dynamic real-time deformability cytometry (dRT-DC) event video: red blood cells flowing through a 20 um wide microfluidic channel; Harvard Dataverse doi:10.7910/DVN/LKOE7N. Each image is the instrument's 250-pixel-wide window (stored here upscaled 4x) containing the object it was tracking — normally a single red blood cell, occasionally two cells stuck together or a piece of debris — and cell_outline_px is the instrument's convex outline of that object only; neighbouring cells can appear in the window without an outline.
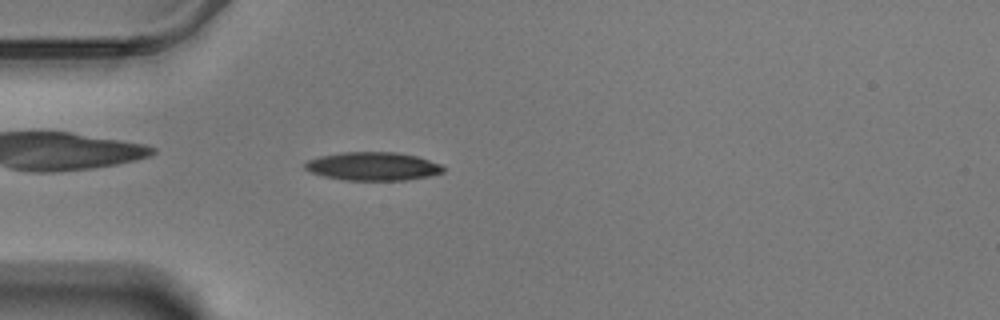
{"species": "Egyptian fruit bat (a non-hibernating species)", "species_latin": "Rousettus aegyptiacus", "temperature_condition": "warm", "stored_images_in_passage": 50, "camera_frame_rate_fps": 3000, "um_per_image_px": 0.085, "animal": {"sex": "male"}, "frame": {"image": 1, "passage_image": 9, "time_ms": 2.667, "image_size_px": [1000, 320], "cell_outline_px": [[444, 172], [428, 176], [404, 180], [344, 180], [324, 176], [312, 172], [304, 168], [304, 164], [308, 160], [320, 156], [344, 152], [396, 152], [416, 156], [440, 164], [444, 168]], "centroid_in_image_um": [31.69, 14.13], "position_along_channel_um": 53.3, "area_um2": 22.66}}
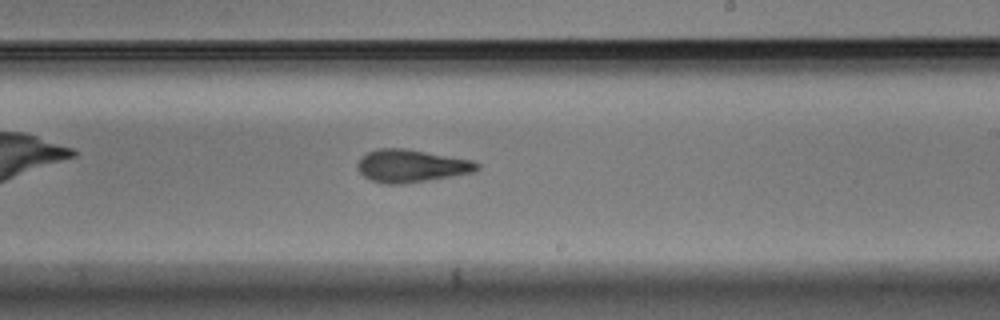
{"frame": {"image": 2, "passage_image": 27, "time_ms": 8.667, "image_size_px": [1000, 320], "cell_outline_px": [[480, 168], [472, 172], [400, 184], [384, 184], [372, 180], [364, 176], [356, 168], [356, 164], [368, 152], [380, 148], [404, 148], [472, 160], [480, 164]], "centroid_in_image_um": [34.93, 14.09], "position_along_channel_um": 254.1, "area_um2": 22.31}}
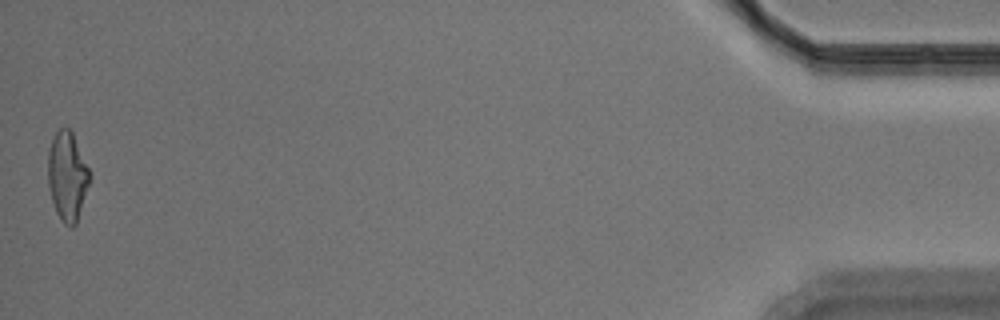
{"frame": {"image": 3, "passage_image": 50, "time_ms": 16.333, "image_size_px": [1000, 320], "cell_outline_px": [[92, 176], [76, 224], [72, 228], [68, 228], [60, 220], [56, 212], [48, 188], [48, 148], [56, 132], [60, 128], [68, 128], [72, 132]], "centroid_in_image_um": [5.72, 15.02], "position_along_channel_um": 429.5, "area_um2": 21.73}, "authors_computed_cell_mechanics": {"area_um2": 22.1374, "velocity_mm_per_s": 3.4757, "shape_relaxation_time_tau1_ms": 3.8147, "shape_relaxation_time_tau2_ms": 3.1159, "deformation_change_tau1": 0.1773, "deformation_change_tau2": 0.1317}}